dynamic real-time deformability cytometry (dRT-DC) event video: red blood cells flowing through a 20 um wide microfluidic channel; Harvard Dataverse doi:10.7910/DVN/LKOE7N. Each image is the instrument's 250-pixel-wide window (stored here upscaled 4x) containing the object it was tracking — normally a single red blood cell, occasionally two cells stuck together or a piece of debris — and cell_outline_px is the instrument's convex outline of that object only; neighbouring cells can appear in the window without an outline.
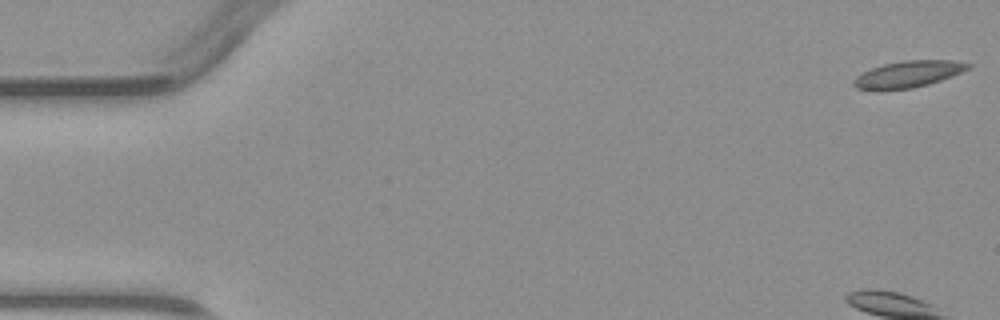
{"species": "common noctule bat (a hibernating species)", "species_latin": "Nyctalus noctula", "temperature_condition": "warm", "stored_images_in_passage": 5, "camera_frame_rate_fps": 3000, "um_per_image_px": 0.085, "animal": {"sex": "male", "body_mass_g": 23.1, "forearm_length_mm": 52.7}, "frame": {"image": 1, "passage_image": 1, "time_ms": 0.0, "image_size_px": [1000, 320], "cell_outline_px": [[972, 64], [968, 68], [952, 76], [928, 84], [912, 88], [880, 92], [876, 92], [856, 88], [852, 84], [852, 80], [856, 76], [872, 68], [884, 64], [904, 60], [952, 60]], "centroid_in_image_um": [77.11, 6.34], "position_along_channel_um": 7.9, "area_um2": 17.98}}